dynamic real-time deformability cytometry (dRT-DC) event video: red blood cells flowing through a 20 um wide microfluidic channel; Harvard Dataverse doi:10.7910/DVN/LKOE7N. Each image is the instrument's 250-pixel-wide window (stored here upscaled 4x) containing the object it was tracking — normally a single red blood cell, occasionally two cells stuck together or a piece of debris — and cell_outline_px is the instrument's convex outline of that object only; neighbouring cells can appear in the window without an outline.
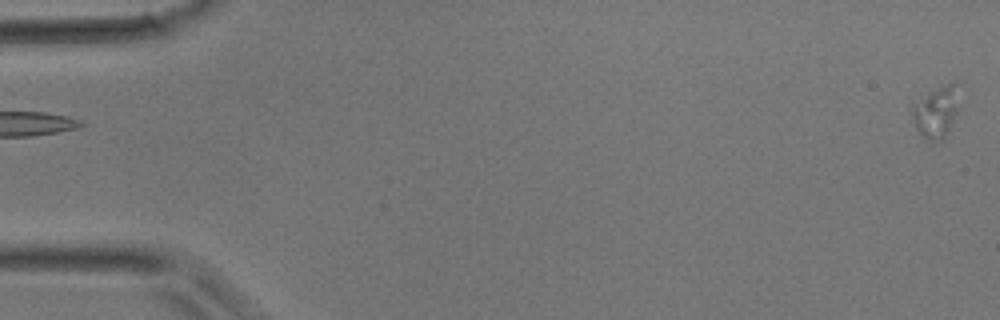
{"species": "common noctule bat (a hibernating species)", "species_latin": "Nyctalus noctula", "temperature_condition": "room temperature", "stored_images_in_passage": 3, "camera_frame_rate_fps": 3000, "um_per_image_px": 0.085, "animal": {"sex": "male", "body_mass_g": 17.9}, "frame": {"image": 1, "passage_image": 3, "time_ms": 2.667, "image_size_px": [1000, 320], "cell_outline_px": [[956, 112], [944, 140], [936, 144], [920, 136], [916, 128], [912, 116], [912, 108], [932, 92], [944, 84], [952, 84], [956, 108]], "centroid_in_image_um": [79.51, 9.69], "position_along_channel_um": 5.5, "area_um2": 12.95}}